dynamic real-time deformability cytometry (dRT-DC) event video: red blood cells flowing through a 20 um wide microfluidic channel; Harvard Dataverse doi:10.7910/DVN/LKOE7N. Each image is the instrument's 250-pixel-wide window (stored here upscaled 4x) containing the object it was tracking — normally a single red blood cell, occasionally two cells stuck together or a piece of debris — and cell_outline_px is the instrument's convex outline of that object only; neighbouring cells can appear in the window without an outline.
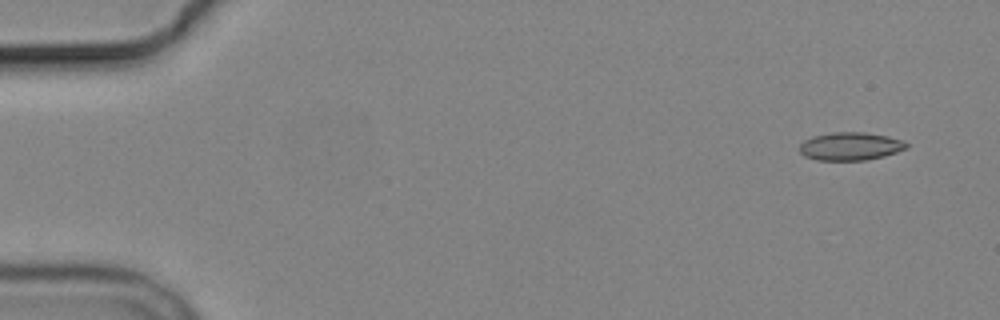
{"species": "common noctule bat (a hibernating species)", "species_latin": "Nyctalus noctula", "temperature_condition": "cold", "stored_images_in_passage": 14, "camera_frame_rate_fps": 3000, "um_per_image_px": 0.085, "animal": {"sex": "male", "body_mass_g": 19.2, "forearm_length_mm": 51.8}, "frame": {"image": 1, "passage_image": 1, "time_ms": 0.0, "image_size_px": [1000, 320], "cell_outline_px": [[908, 148], [884, 156], [868, 160], [816, 160], [804, 156], [800, 152], [800, 144], [804, 140], [812, 136], [832, 132], [864, 132], [888, 136], [900, 140], [908, 144]], "centroid_in_image_um": [72.26, 12.43], "position_along_channel_um": 12.7, "area_um2": 17.51}}
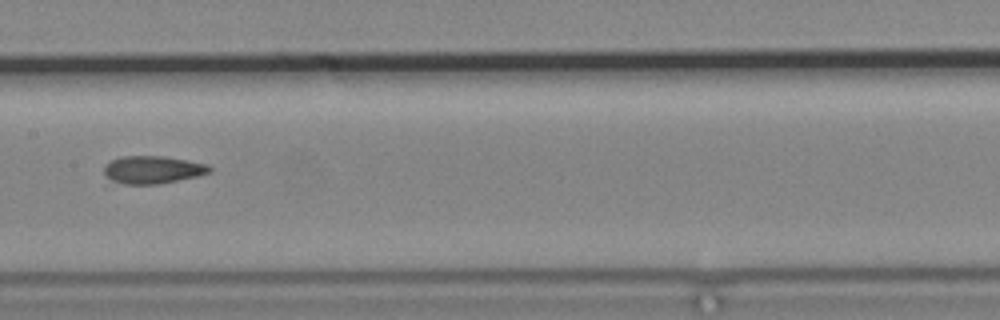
{"frame": {"image": 2, "passage_image": 7, "time_ms": 8.333, "image_size_px": [1000, 320], "cell_outline_px": [[212, 172], [196, 176], [160, 184], [124, 184], [112, 180], [104, 172], [104, 168], [112, 160], [120, 156], [164, 156], [208, 164], [212, 168]], "centroid_in_image_um": [13.02, 14.42], "position_along_channel_um": 194.4, "area_um2": 16.88}}
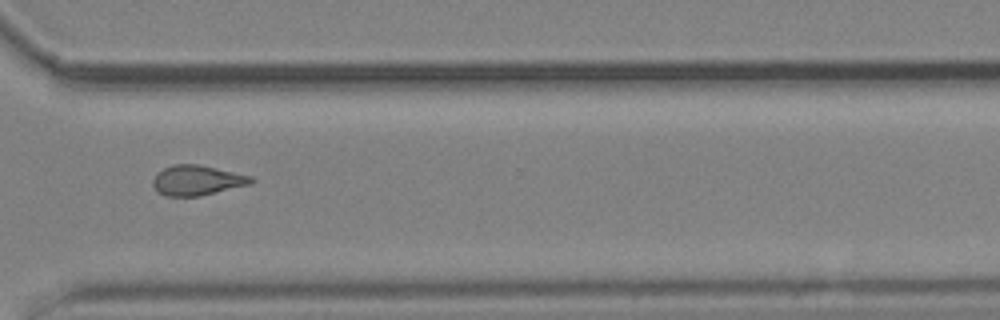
{"frame": {"image": 3, "passage_image": 11, "time_ms": 12.667, "image_size_px": [1000, 320], "cell_outline_px": [[256, 180], [252, 184], [200, 196], [164, 196], [156, 192], [152, 184], [152, 180], [156, 172], [172, 164], [200, 164], [252, 176]], "centroid_in_image_um": [16.74, 15.32], "position_along_channel_um": 353.9, "area_um2": 17.57}, "authors_computed_cell_mechanics": {"area_um2": 17.5423, "velocity_mm_per_s": 3.6925, "shape_relaxation_time_tau1_ms": 3.6785, "shape_relaxation_time_tau2_ms": null, "deformation_change_tau1": 0.0851, "deformation_change_tau2": null}}